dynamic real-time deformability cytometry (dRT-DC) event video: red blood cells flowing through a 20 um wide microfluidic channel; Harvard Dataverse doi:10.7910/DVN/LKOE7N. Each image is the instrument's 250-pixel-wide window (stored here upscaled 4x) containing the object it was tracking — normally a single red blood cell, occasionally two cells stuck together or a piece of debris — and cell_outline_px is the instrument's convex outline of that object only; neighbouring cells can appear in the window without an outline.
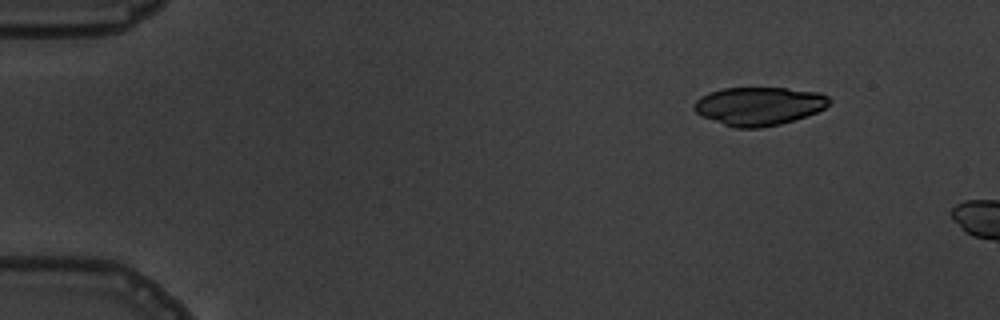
{"species": "common noctule bat (a hibernating species)", "species_latin": "Nyctalus noctula", "temperature_condition": "warm", "stored_images_in_passage": 3, "camera_frame_rate_fps": 3000, "um_per_image_px": 0.085, "animal": {"sex": "male", "body_mass_g": 19.5, "forearm_length_mm": 54.6}, "frame": {"image": 1, "passage_image": 1, "time_ms": 0.0, "image_size_px": [1000, 320], "cell_outline_px": [[832, 100], [824, 108], [816, 112], [780, 124], [760, 128], [736, 128], [700, 116], [692, 108], [696, 100], [700, 96], [708, 92], [720, 88], [788, 88], [820, 92], [828, 96]], "centroid_in_image_um": [64.48, 9.0], "position_along_channel_um": 20.5, "area_um2": 30.29}}